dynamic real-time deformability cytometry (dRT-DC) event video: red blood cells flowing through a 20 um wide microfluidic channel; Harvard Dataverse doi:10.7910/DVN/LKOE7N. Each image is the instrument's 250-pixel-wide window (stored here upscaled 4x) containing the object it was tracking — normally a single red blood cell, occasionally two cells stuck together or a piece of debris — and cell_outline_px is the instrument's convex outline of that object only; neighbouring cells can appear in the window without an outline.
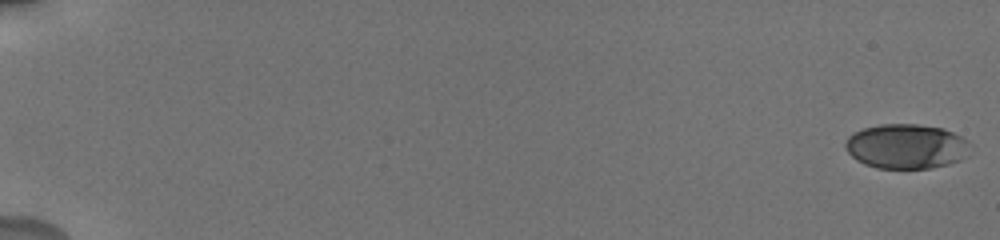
{"species": "human", "species_latin": "Homo sapiens", "temperature_condition": "cold", "stored_images_in_passage": 40, "camera_frame_rate_fps": 3000, "um_per_image_px": 0.085, "donor": {"sex": "male"}, "frame": {"image": 1, "passage_image": 1, "time_ms": 0.0, "image_size_px": [1000, 240], "cell_outline_px": [[972, 144], [960, 160], [948, 164], [932, 168], [876, 168], [864, 164], [856, 160], [844, 148], [844, 144], [848, 136], [852, 132], [864, 128], [880, 124], [916, 124], [944, 128], [968, 140]], "centroid_in_image_um": [77.0, 12.43], "position_along_channel_um": 8.0, "area_um2": 32.66}}
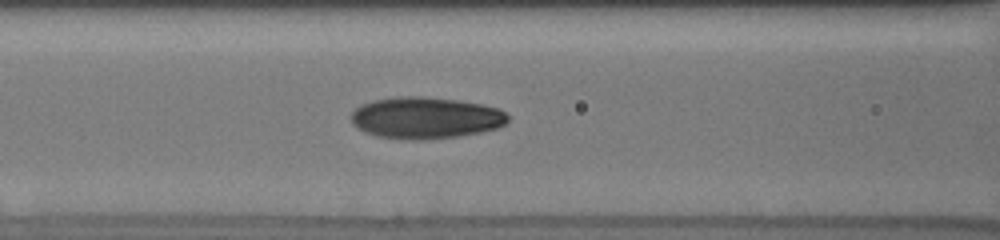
{"frame": {"image": 2, "passage_image": 33, "time_ms": 8.667, "image_size_px": [1000, 240], "cell_outline_px": [[508, 120], [504, 124], [496, 128], [480, 132], [456, 136], [424, 140], [412, 140], [376, 136], [364, 132], [352, 124], [352, 112], [360, 104], [372, 100], [400, 96], [424, 96], [460, 100], [500, 108], [508, 116]], "centroid_in_image_um": [36.15, 10.01], "position_along_channel_um": 130.4, "area_um2": 38.15}}
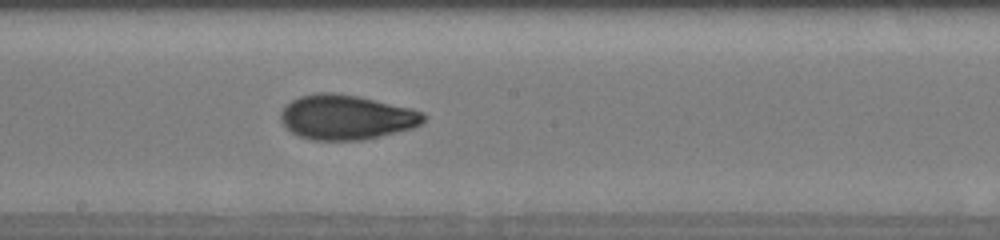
{"frame": {"image": 3, "passage_image": 40, "time_ms": 11.0, "image_size_px": [1000, 240], "cell_outline_px": [[428, 116], [420, 124], [412, 128], [364, 140], [312, 140], [300, 136], [292, 132], [280, 120], [280, 112], [292, 100], [300, 96], [316, 92], [336, 92], [360, 96], [412, 108], [424, 112]], "centroid_in_image_um": [29.46, 9.95], "position_along_channel_um": 218.7, "area_um2": 37.45}}